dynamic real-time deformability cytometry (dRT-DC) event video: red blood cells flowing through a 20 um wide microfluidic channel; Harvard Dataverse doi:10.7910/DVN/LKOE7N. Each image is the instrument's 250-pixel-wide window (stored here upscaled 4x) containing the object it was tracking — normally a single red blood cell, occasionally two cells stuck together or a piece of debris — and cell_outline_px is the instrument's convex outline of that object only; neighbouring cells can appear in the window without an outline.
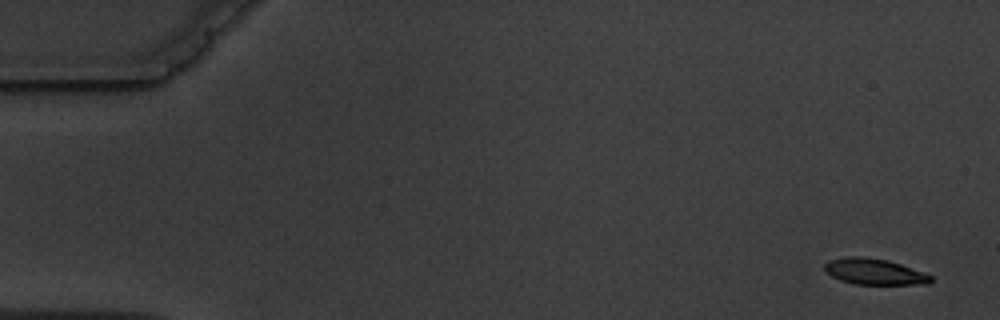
{"species": "common noctule bat (a hibernating species)", "species_latin": "Nyctalus noctula", "temperature_condition": "warm", "stored_images_in_passage": 8, "camera_frame_rate_fps": 3000, "um_per_image_px": 0.085, "animal": {"sex": "male", "body_mass_g": 19.5, "forearm_length_mm": 54.6}, "frame": {"image": 1, "passage_image": 1, "time_ms": 0.0, "image_size_px": [1000, 320], "cell_outline_px": [[932, 280], [928, 284], [856, 284], [840, 280], [832, 276], [824, 268], [824, 264], [828, 260], [848, 256], [864, 256], [888, 260], [900, 264], [932, 276]], "centroid_in_image_um": [74.29, 23.08], "position_along_channel_um": 10.7, "area_um2": 15.95}}
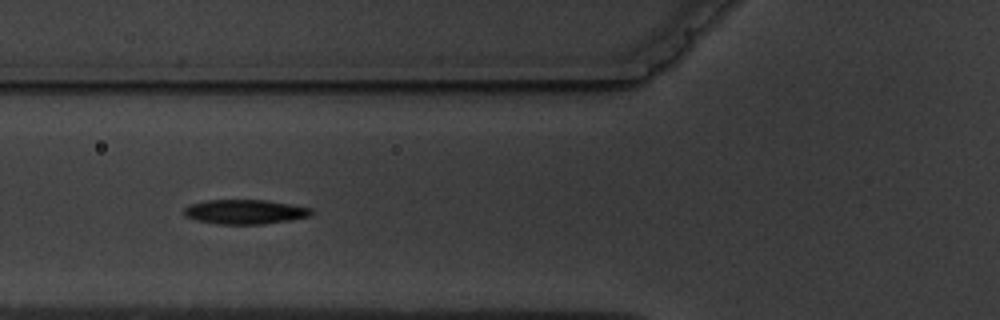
{"frame": {"image": 2, "passage_image": 6, "time_ms": 6.333, "image_size_px": [1000, 320], "cell_outline_px": [[312, 212], [308, 216], [288, 220], [264, 224], [216, 224], [196, 220], [184, 216], [184, 208], [188, 204], [208, 200], [264, 200], [312, 208]], "centroid_in_image_um": [20.75, 18.0], "position_along_channel_um": 105.1, "area_um2": 18.03}}
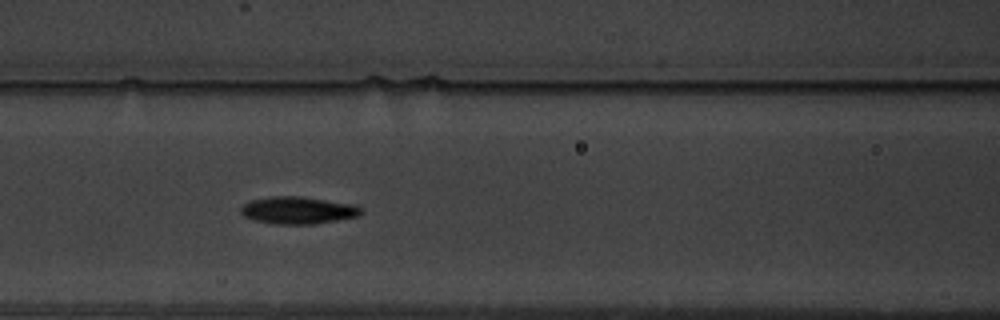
{"frame": {"image": 3, "passage_image": 7, "time_ms": 7.333, "image_size_px": [1000, 320], "cell_outline_px": [[360, 216], [312, 224], [272, 224], [252, 220], [244, 216], [240, 212], [240, 208], [244, 204], [252, 200], [268, 196], [296, 196], [352, 204], [360, 208]], "centroid_in_image_um": [25.25, 17.88], "position_along_channel_um": 141.4, "area_um2": 18.9}}